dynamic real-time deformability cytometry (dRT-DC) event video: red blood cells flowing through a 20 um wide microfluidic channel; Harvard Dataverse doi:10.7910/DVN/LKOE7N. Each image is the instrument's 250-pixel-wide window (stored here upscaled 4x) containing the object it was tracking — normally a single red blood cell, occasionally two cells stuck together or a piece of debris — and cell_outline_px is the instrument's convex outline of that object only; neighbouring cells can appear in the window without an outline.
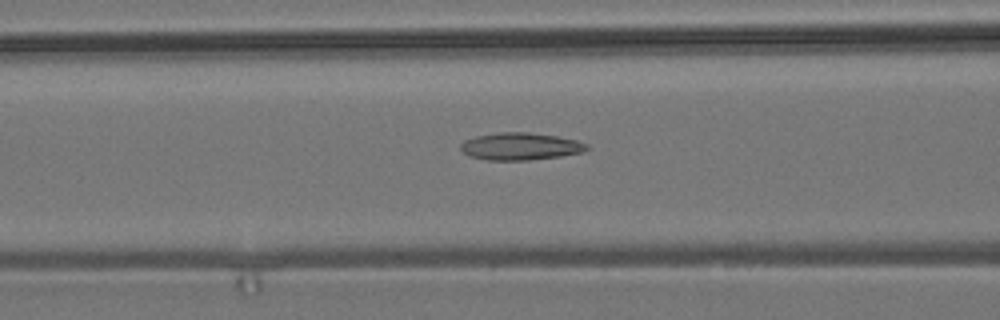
{"species": "common noctule bat (a hibernating species)", "species_latin": "Nyctalus noctula", "temperature_condition": "room temperature", "stored_images_in_passage": 43, "camera_frame_rate_fps": 3000, "um_per_image_px": 0.085, "animal": {"sex": "male", "body_mass_g": 19.2, "forearm_length_mm": 51.8}, "frame": {"image": 1, "passage_image": 10, "time_ms": 3.0, "image_size_px": [1000, 320], "cell_outline_px": [[592, 148], [584, 152], [560, 156], [528, 160], [488, 160], [468, 156], [460, 148], [460, 144], [464, 140], [476, 136], [500, 132], [528, 132], [556, 136], [576, 140], [588, 144]], "centroid_in_image_um": [44.25, 12.44], "position_along_channel_um": 122.3, "area_um2": 20.17}}
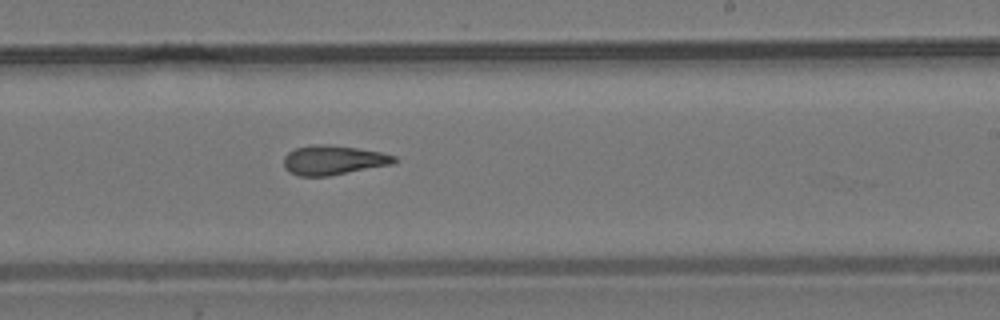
{"frame": {"image": 2, "passage_image": 21, "time_ms": 6.667, "image_size_px": [1000, 320], "cell_outline_px": [[400, 160], [392, 164], [328, 176], [300, 176], [288, 172], [284, 168], [284, 156], [288, 152], [296, 148], [312, 144], [324, 144], [356, 148], [380, 152], [396, 156]], "centroid_in_image_um": [28.32, 13.61], "position_along_channel_um": 260.7, "area_um2": 18.96}}
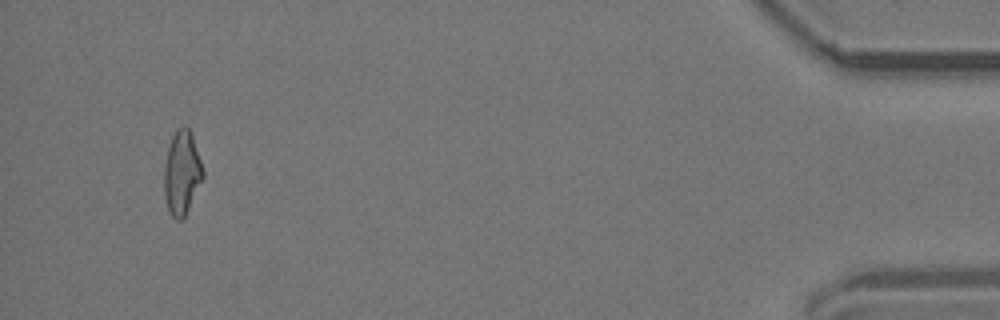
{"frame": {"image": 3, "passage_image": 40, "time_ms": 13.0, "image_size_px": [1000, 320], "cell_outline_px": [[204, 176], [184, 216], [180, 220], [176, 220], [172, 216], [168, 208], [164, 196], [164, 164], [168, 148], [172, 136], [176, 128], [184, 124], [188, 128], [192, 136], [204, 172]], "centroid_in_image_um": [15.44, 14.66], "position_along_channel_um": 419.8, "area_um2": 18.73}, "authors_computed_cell_mechanics": {"area_um2": 19.0162, "velocity_mm_per_s": 3.7748, "shape_relaxation_time_tau1_ms": null, "shape_relaxation_time_tau2_ms": 3.3352, "deformation_change_tau1": null, "deformation_change_tau2": 0.1358}}